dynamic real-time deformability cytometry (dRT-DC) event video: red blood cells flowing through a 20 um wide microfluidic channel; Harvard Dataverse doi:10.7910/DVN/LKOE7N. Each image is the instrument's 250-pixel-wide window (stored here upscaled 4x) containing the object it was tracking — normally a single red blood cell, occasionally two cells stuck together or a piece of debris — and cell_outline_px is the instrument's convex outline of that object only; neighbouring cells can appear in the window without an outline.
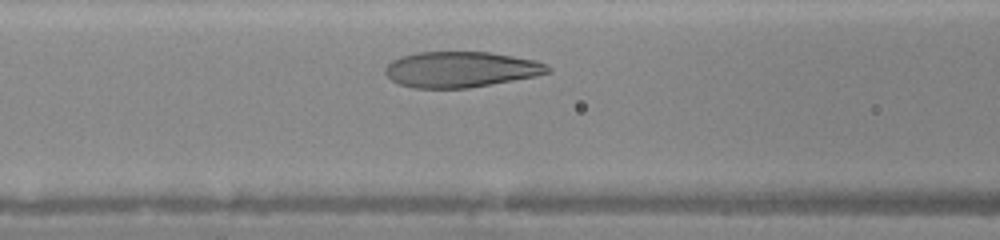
{"species": "human", "species_latin": "Homo sapiens", "temperature_condition": "warm", "stored_images_in_passage": 25, "camera_frame_rate_fps": 3000, "um_per_image_px": 0.085, "donor": {"sex": "female"}, "frame": {"image": 1, "passage_image": 7, "time_ms": 2.0, "image_size_px": [1000, 240], "cell_outline_px": [[552, 72], [536, 76], [468, 88], [412, 88], [400, 84], [392, 80], [384, 72], [384, 68], [392, 60], [400, 56], [416, 52], [488, 52], [536, 60], [548, 64], [552, 68]], "centroid_in_image_um": [39.18, 5.9], "position_along_channel_um": 127.4, "area_um2": 33.99}}
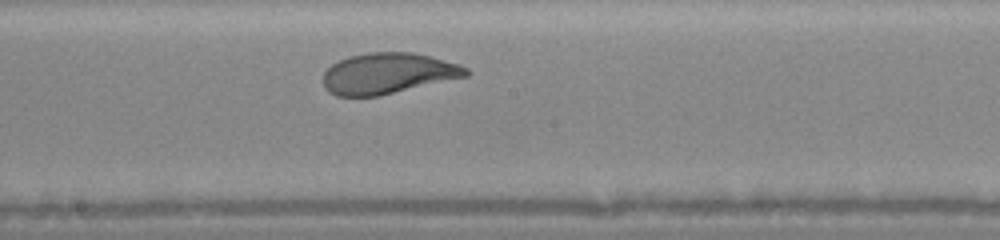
{"frame": {"image": 2, "passage_image": 13, "time_ms": 4.0, "image_size_px": [1000, 240], "cell_outline_px": [[472, 72], [468, 76], [380, 96], [336, 96], [328, 92], [324, 88], [324, 72], [332, 64], [348, 56], [368, 52], [412, 52], [460, 64], [468, 68]], "centroid_in_image_um": [32.99, 6.24], "position_along_channel_um": 215.2, "area_um2": 34.22}}
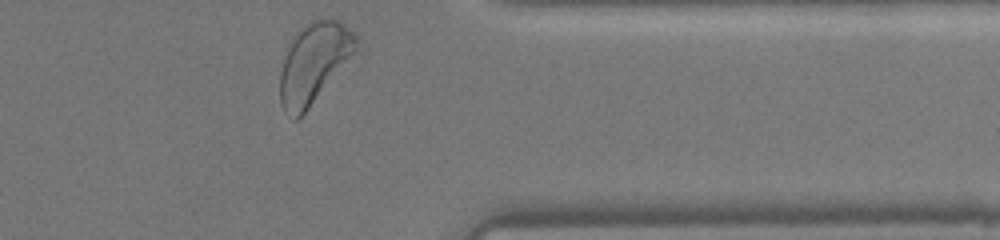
{"frame": {"image": 3, "passage_image": 25, "time_ms": 8.0, "image_size_px": [1000, 240], "cell_outline_px": [[368, 48], [296, 120], [292, 120], [284, 112], [280, 104], [280, 72], [288, 48], [292, 40], [300, 28], [304, 24], [312, 20], [324, 16], [336, 20], [344, 24], [356, 32], [368, 44]], "centroid_in_image_um": [26.9, 5.31], "position_along_channel_um": 384.5, "area_um2": 38.15}}